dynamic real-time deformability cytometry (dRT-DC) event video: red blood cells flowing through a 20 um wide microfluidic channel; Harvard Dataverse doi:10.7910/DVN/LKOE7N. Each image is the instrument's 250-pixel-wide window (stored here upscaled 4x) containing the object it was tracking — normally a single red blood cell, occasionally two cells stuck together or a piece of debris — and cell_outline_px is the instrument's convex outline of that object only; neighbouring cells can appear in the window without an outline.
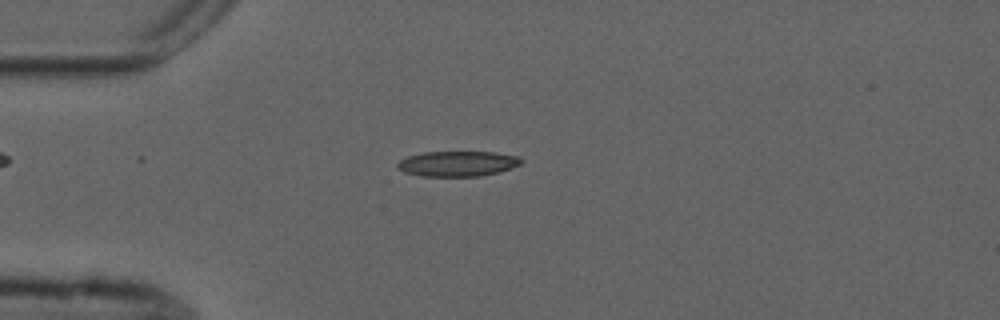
{"species": "common noctule bat (a hibernating species)", "species_latin": "Nyctalus noctula", "temperature_condition": "cold", "stored_images_in_passage": 42, "camera_frame_rate_fps": 3000, "um_per_image_px": 0.085, "animal": {"sex": "male", "forearm_length_mm": 52.5}, "frame": {"image": 1, "passage_image": 2, "time_ms": 0.333, "image_size_px": [1000, 320], "cell_outline_px": [[524, 160], [520, 164], [512, 168], [500, 172], [480, 176], [420, 176], [404, 172], [396, 168], [396, 164], [400, 160], [408, 156], [424, 152], [492, 152], [520, 156]], "centroid_in_image_um": [38.91, 13.91], "position_along_channel_um": 46.1, "area_um2": 18.38}}
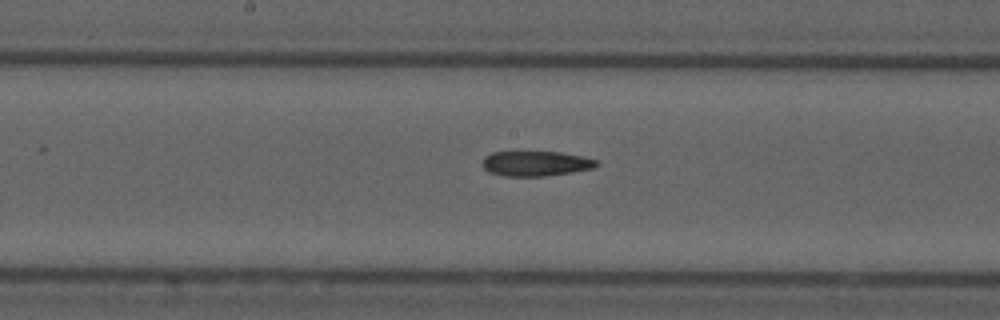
{"frame": {"image": 2, "passage_image": 16, "time_ms": 5.0, "image_size_px": [1000, 320], "cell_outline_px": [[600, 164], [592, 168], [572, 172], [544, 176], [504, 176], [488, 172], [484, 168], [484, 156], [492, 152], [560, 152], [584, 156], [596, 160]], "centroid_in_image_um": [45.55, 13.9], "position_along_channel_um": 202.6, "area_um2": 16.59}}
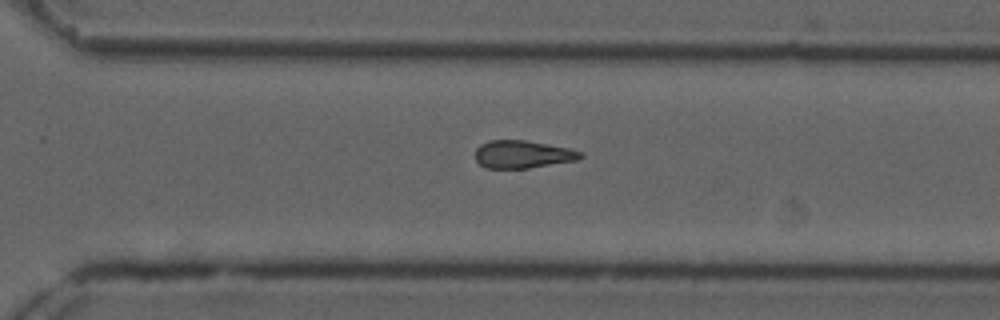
{"frame": {"image": 3, "passage_image": 26, "time_ms": 8.333, "image_size_px": [1000, 320], "cell_outline_px": [[584, 156], [576, 160], [528, 168], [484, 168], [476, 160], [476, 148], [480, 144], [488, 140], [524, 140], [568, 148], [580, 152]], "centroid_in_image_um": [44.38, 13.11], "position_along_channel_um": 326.2, "area_um2": 16.82}}